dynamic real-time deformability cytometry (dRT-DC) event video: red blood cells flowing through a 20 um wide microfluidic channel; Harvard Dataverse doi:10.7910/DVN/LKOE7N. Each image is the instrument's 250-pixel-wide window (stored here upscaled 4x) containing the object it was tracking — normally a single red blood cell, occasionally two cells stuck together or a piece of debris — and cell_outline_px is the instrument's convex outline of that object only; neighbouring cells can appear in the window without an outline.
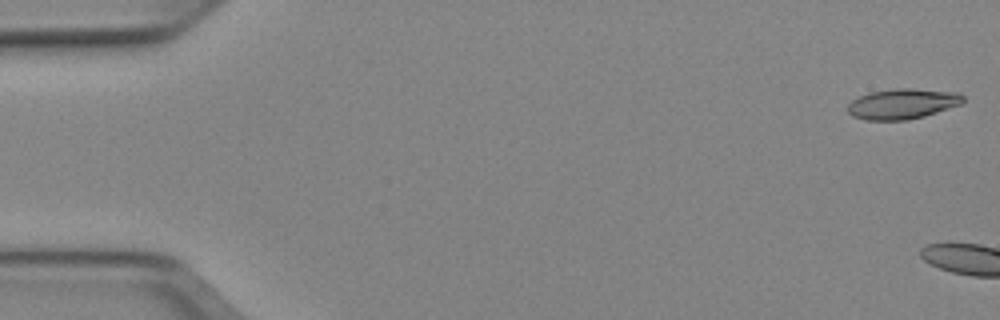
{"species": "Egyptian fruit bat (a non-hibernating species)", "species_latin": "Rousettus aegyptiacus", "temperature_condition": "cold", "stored_images_in_passage": 4, "camera_frame_rate_fps": 3000, "um_per_image_px": 0.085, "animal": {"sex": "female"}, "frame": {"image": 1, "passage_image": 1, "time_ms": 0.0, "image_size_px": [1000, 320], "cell_outline_px": [[964, 100], [960, 104], [924, 116], [908, 120], [864, 120], [852, 116], [848, 112], [848, 104], [852, 100], [860, 96], [872, 92], [896, 88], [908, 88], [960, 92], [964, 96]], "centroid_in_image_um": [76.71, 8.82], "position_along_channel_um": 8.3, "area_um2": 20.35}}